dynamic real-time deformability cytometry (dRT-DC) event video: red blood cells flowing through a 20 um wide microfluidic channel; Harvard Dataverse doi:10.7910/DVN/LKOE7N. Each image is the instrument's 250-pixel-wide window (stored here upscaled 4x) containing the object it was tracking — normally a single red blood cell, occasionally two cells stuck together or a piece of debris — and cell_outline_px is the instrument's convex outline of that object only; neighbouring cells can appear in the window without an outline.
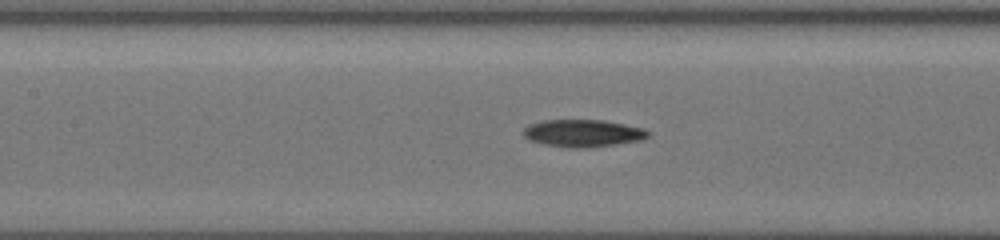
{"species": "common noctule bat (a hibernating species)", "species_latin": "Nyctalus noctula", "temperature_condition": "cold", "stored_images_in_passage": 41, "camera_frame_rate_fps": 3000, "um_per_image_px": 0.085, "animal": {"sex": "female", "body_mass_g": 19.5, "forearm_length_mm": 54.1}, "frame": {"image": 1, "passage_image": 6, "time_ms": 1.0, "image_size_px": [1000, 240], "cell_outline_px": [[648, 136], [644, 140], [588, 148], [568, 148], [544, 144], [528, 140], [520, 132], [528, 124], [544, 120], [604, 120], [644, 128], [648, 132]], "centroid_in_image_um": [49.51, 11.33], "position_along_channel_um": 157.9, "area_um2": 20.11}}
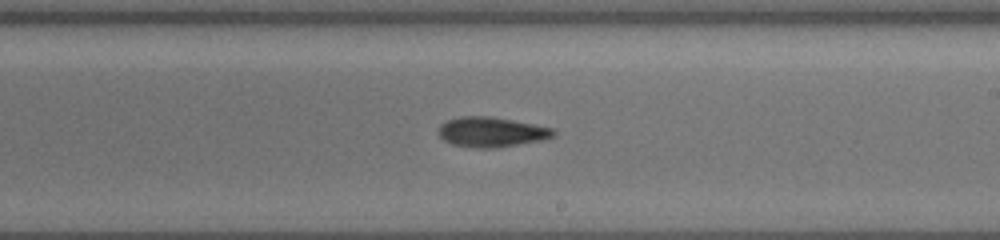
{"frame": {"image": 2, "passage_image": 18, "time_ms": 3.333, "image_size_px": [1000, 240], "cell_outline_px": [[556, 132], [552, 136], [544, 140], [496, 148], [476, 148], [452, 144], [444, 140], [436, 132], [440, 124], [448, 120], [460, 116], [488, 116], [512, 120], [552, 128]], "centroid_in_image_um": [41.73, 11.23], "position_along_channel_um": 247.3, "area_um2": 20.06}}
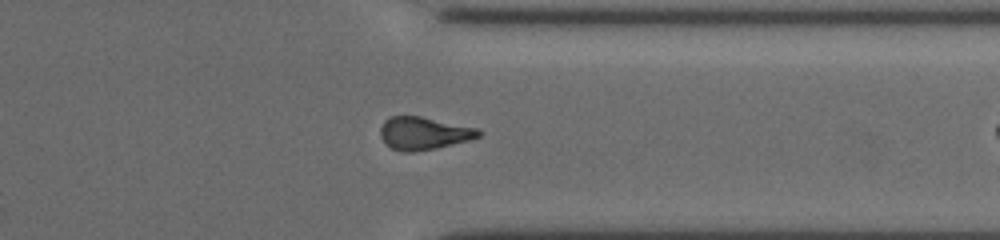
{"frame": {"image": 3, "passage_image": 35, "time_ms": 6.667, "image_size_px": [1000, 240], "cell_outline_px": [[484, 132], [480, 136], [468, 140], [436, 148], [412, 152], [404, 152], [392, 148], [380, 136], [380, 128], [384, 120], [388, 116], [420, 116], [476, 128]], "centroid_in_image_um": [36.0, 11.32], "position_along_channel_um": 375.4, "area_um2": 18.55}}